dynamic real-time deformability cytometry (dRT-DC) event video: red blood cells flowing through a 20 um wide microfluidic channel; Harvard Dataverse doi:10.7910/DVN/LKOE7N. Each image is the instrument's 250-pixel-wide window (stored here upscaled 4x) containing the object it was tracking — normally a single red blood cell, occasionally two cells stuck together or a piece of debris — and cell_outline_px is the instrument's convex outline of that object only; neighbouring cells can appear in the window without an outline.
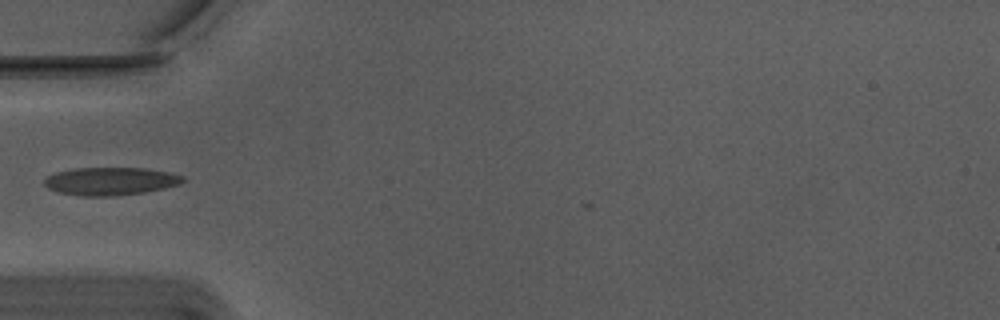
{"species": "Egyptian fruit bat (a non-hibernating species)", "species_latin": "Rousettus aegyptiacus", "temperature_condition": "warm", "stored_images_in_passage": 31, "camera_frame_rate_fps": 3000, "um_per_image_px": 0.085, "animal": {"sex": "male"}, "frame": {"image": 1, "passage_image": 1, "time_ms": 0.0, "image_size_px": [1000, 320], "cell_outline_px": [[184, 180], [180, 184], [164, 188], [144, 192], [112, 196], [84, 196], [56, 192], [48, 188], [44, 184], [44, 176], [56, 172], [72, 168], [144, 168], [168, 172], [184, 176]], "centroid_in_image_um": [9.34, 15.4], "position_along_channel_um": 75.7, "area_um2": 22.6}}
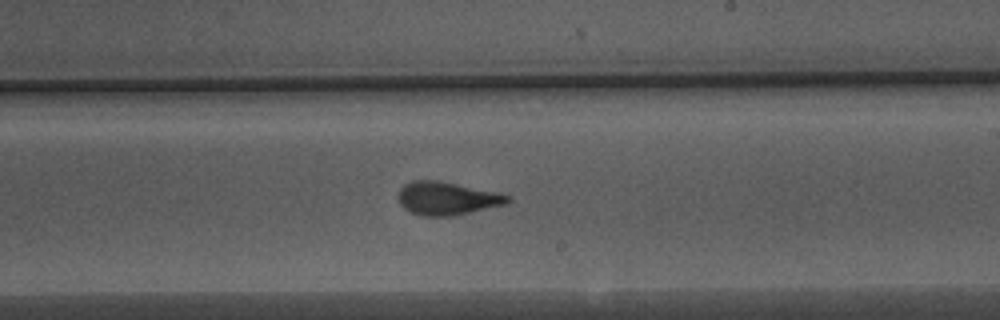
{"frame": {"image": 2, "passage_image": 15, "time_ms": 4.667, "image_size_px": [1000, 320], "cell_outline_px": [[512, 200], [508, 204], [452, 216], [420, 216], [408, 212], [400, 204], [396, 196], [400, 188], [404, 184], [412, 180], [436, 180], [496, 192], [512, 196]], "centroid_in_image_um": [37.97, 16.87], "position_along_channel_um": 251.0, "area_um2": 21.39}}
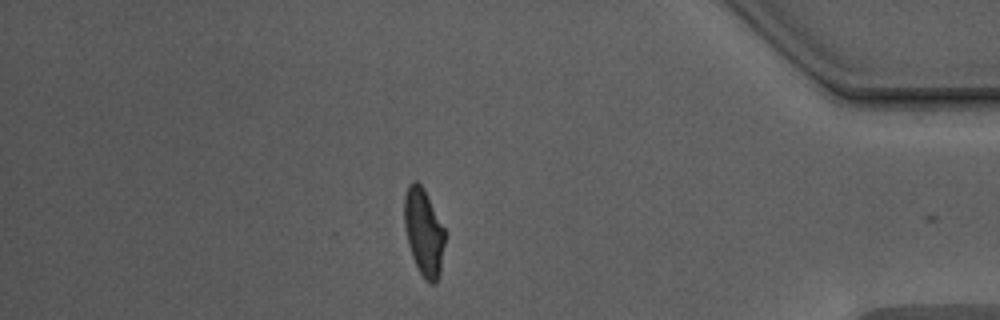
{"frame": {"image": 3, "passage_image": 30, "time_ms": 9.667, "image_size_px": [1000, 320], "cell_outline_px": [[444, 244], [440, 272], [436, 284], [428, 284], [424, 280], [412, 256], [408, 244], [404, 224], [404, 196], [408, 184], [412, 180], [416, 180], [424, 188], [444, 228]], "centroid_in_image_um": [36.0, 19.72], "position_along_channel_um": 399.2, "area_um2": 20.63}}